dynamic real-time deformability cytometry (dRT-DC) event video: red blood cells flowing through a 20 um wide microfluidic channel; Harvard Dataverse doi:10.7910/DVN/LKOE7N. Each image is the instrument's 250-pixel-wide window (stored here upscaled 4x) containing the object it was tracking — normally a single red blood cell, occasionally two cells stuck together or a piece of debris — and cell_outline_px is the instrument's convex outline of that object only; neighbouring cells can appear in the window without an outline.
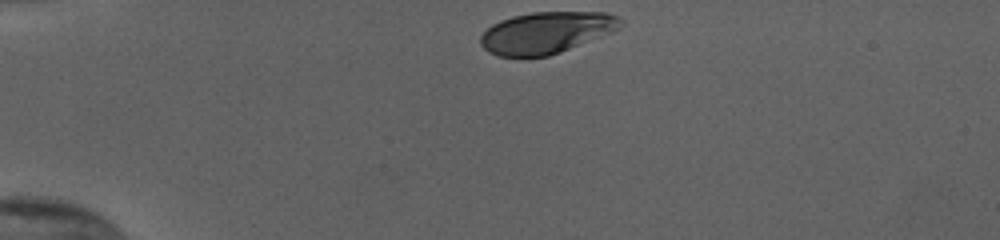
{"species": "human", "species_latin": "Homo sapiens", "temperature_condition": "cold", "stored_images_in_passage": 33, "camera_frame_rate_fps": 3000, "um_per_image_px": 0.085, "donor": {"sex": "female"}, "frame": {"image": 1, "passage_image": 1, "time_ms": 0.0, "image_size_px": [1000, 240], "cell_outline_px": [[624, 24], [620, 28], [612, 32], [560, 52], [548, 56], [496, 56], [488, 52], [480, 44], [480, 36], [492, 24], [500, 20], [512, 16], [532, 12], [604, 12], [620, 16]], "centroid_in_image_um": [46.44, 2.76], "position_along_channel_um": 38.6, "area_um2": 33.99}}
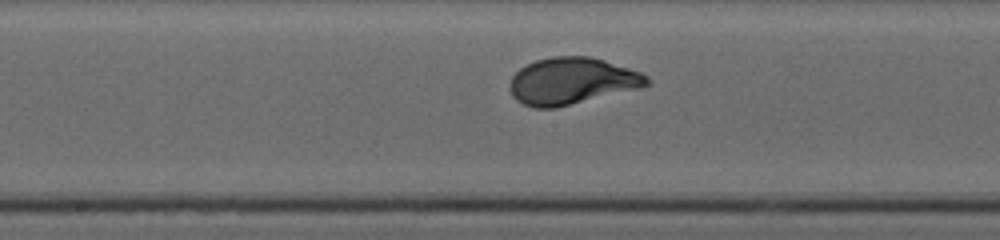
{"frame": {"image": 2, "passage_image": 18, "time_ms": 5.667, "image_size_px": [1000, 240], "cell_outline_px": [[652, 80], [644, 88], [556, 108], [532, 108], [516, 100], [512, 96], [508, 84], [512, 76], [520, 68], [536, 60], [552, 56], [588, 56], [604, 60], [640, 72], [648, 76]], "centroid_in_image_um": [48.63, 6.9], "position_along_channel_um": 199.6, "area_um2": 37.8}}
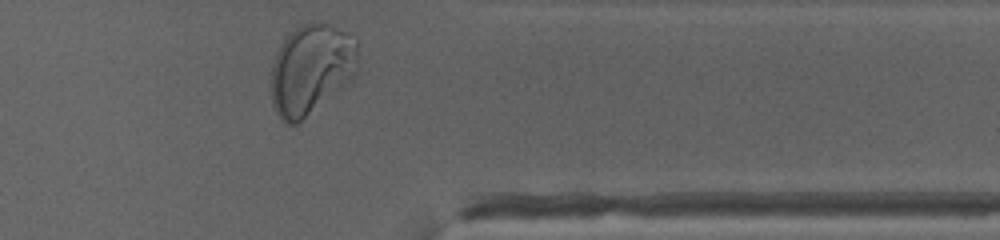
{"frame": {"image": 3, "passage_image": 33, "time_ms": 10.667, "image_size_px": [1000, 240], "cell_outline_px": [[360, 72], [348, 84], [296, 124], [284, 124], [276, 112], [272, 104], [268, 88], [268, 84], [272, 64], [276, 52], [280, 44], [300, 24], [308, 20], [328, 24], [344, 32], [356, 40], [360, 44]], "centroid_in_image_um": [26.47, 5.89], "position_along_channel_um": 384.9, "area_um2": 47.16}, "authors_computed_cell_mechanics": {"area_um2": 36.2984, "velocity_mm_per_s": 3.7998, "shape_relaxation_time_tau1_ms": 2.1052, "shape_relaxation_time_tau2_ms": null, "deformation_change_tau1": 0.1554, "deformation_change_tau2": null}}